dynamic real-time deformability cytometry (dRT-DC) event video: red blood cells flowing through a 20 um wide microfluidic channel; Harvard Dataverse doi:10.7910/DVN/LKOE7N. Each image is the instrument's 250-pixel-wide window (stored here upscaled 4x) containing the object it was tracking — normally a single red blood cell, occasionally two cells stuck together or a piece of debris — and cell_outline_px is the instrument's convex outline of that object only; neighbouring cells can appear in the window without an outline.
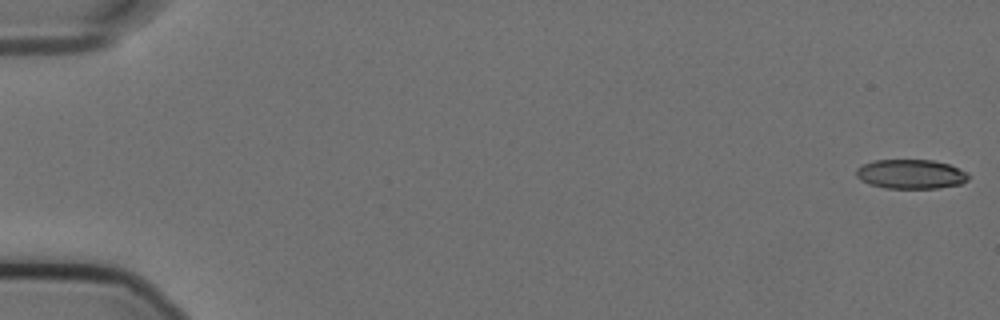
{"species": "Egyptian fruit bat (a non-hibernating species)", "species_latin": "Rousettus aegyptiacus", "temperature_condition": "cold", "stored_images_in_passage": 9, "camera_frame_rate_fps": 3000, "um_per_image_px": 0.085, "animal": {"sex": "female"}, "frame": {"image": 1, "passage_image": 1, "time_ms": 0.0, "image_size_px": [1000, 320], "cell_outline_px": [[968, 180], [960, 184], [936, 188], [884, 188], [868, 184], [860, 180], [856, 176], [856, 168], [872, 160], [932, 160], [948, 164], [968, 172]], "centroid_in_image_um": [77.39, 14.8], "position_along_channel_um": 7.6, "area_um2": 19.25}}